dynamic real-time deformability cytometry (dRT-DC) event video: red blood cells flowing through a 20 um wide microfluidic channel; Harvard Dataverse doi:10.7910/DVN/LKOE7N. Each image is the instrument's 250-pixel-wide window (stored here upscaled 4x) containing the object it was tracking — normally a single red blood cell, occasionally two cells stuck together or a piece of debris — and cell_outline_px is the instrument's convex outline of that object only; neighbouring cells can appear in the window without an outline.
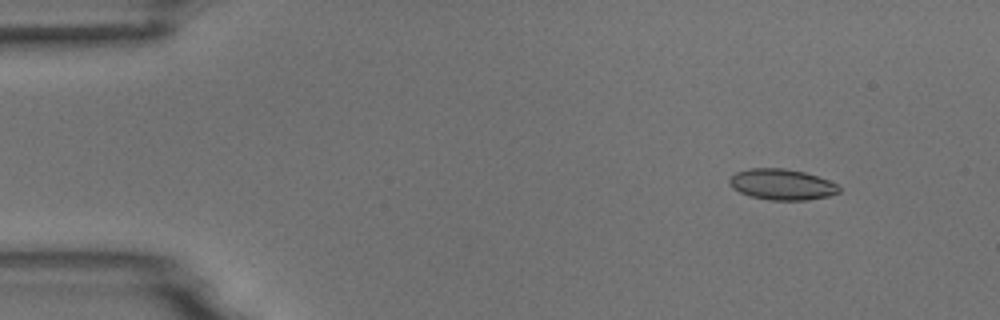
{"species": "common noctule bat (a hibernating species)", "species_latin": "Nyctalus noctula", "temperature_condition": "room temperature", "stored_images_in_passage": 49, "camera_frame_rate_fps": 3000, "um_per_image_px": 0.085, "animal": {"sex": "male", "body_mass_g": 18.8}, "frame": {"image": 1, "passage_image": 1, "time_ms": 0.0, "image_size_px": [1000, 320], "cell_outline_px": [[840, 192], [828, 196], [808, 200], [772, 200], [752, 196], [740, 192], [732, 188], [728, 180], [736, 172], [752, 168], [784, 168], [804, 172], [828, 180], [836, 184], [840, 188]], "centroid_in_image_um": [66.46, 15.68], "position_along_channel_um": 18.5, "area_um2": 19.54}}
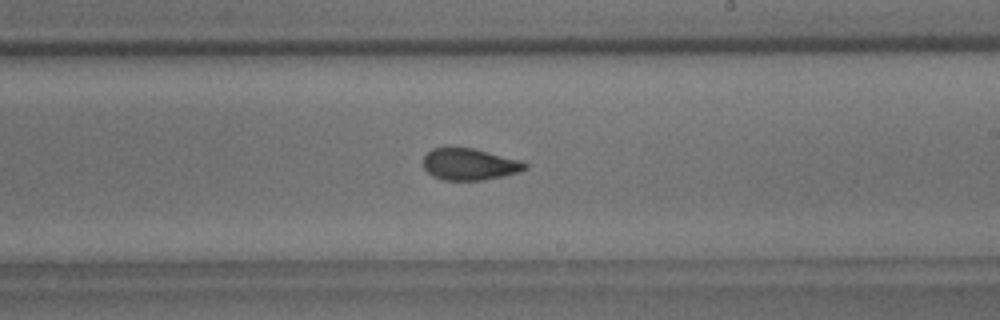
{"frame": {"image": 2, "passage_image": 27, "time_ms": 8.667, "image_size_px": [1000, 320], "cell_outline_px": [[528, 168], [520, 172], [504, 176], [484, 180], [444, 180], [432, 176], [424, 168], [424, 156], [432, 148], [472, 148], [520, 160], [528, 164]], "centroid_in_image_um": [39.93, 13.98], "position_along_channel_um": 249.1, "area_um2": 18.73}}
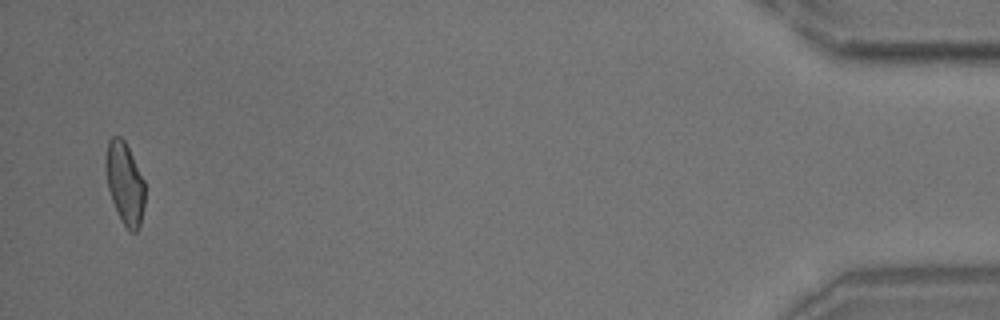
{"frame": {"image": 3, "passage_image": 48, "time_ms": 15.667, "image_size_px": [1000, 320], "cell_outline_px": [[144, 204], [140, 228], [136, 232], [132, 232], [124, 224], [112, 200], [108, 188], [104, 168], [104, 160], [108, 140], [112, 136], [120, 136], [124, 140], [144, 180]], "centroid_in_image_um": [10.59, 15.54], "position_along_channel_um": 424.6, "area_um2": 18.61}, "authors_computed_cell_mechanics": {"area_um2": 19.3052, "velocity_mm_per_s": 3.7189, "shape_relaxation_time_tau1_ms": 9.9506, "shape_relaxation_time_tau2_ms": 1.4313, "deformation_change_tau1": 0.189, "deformation_change_tau2": 0.0746}}